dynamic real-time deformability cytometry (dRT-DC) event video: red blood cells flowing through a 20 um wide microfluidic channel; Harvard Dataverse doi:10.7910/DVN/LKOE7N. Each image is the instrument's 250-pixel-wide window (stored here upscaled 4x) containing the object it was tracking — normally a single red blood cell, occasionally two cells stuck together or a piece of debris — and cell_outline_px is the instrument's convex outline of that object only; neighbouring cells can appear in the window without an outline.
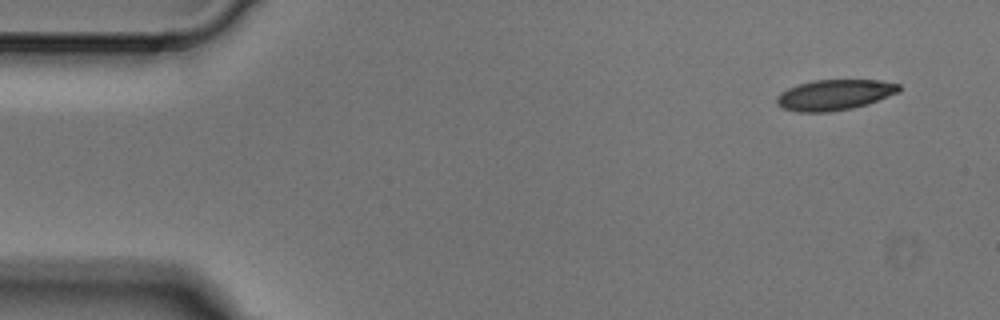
{"species": "Egyptian fruit bat (a non-hibernating species)", "species_latin": "Rousettus aegyptiacus", "temperature_condition": "cold", "stored_images_in_passage": 4, "camera_frame_rate_fps": 3000, "um_per_image_px": 0.085, "animal": {"sex": "male"}, "frame": {"image": 1, "passage_image": 1, "time_ms": 0.0, "image_size_px": [1000, 320], "cell_outline_px": [[900, 92], [868, 104], [852, 108], [828, 112], [796, 112], [784, 108], [776, 104], [776, 96], [780, 92], [788, 88], [812, 80], [880, 80], [900, 84]], "centroid_in_image_um": [70.93, 8.06], "position_along_channel_um": 14.1, "area_um2": 21.91}}
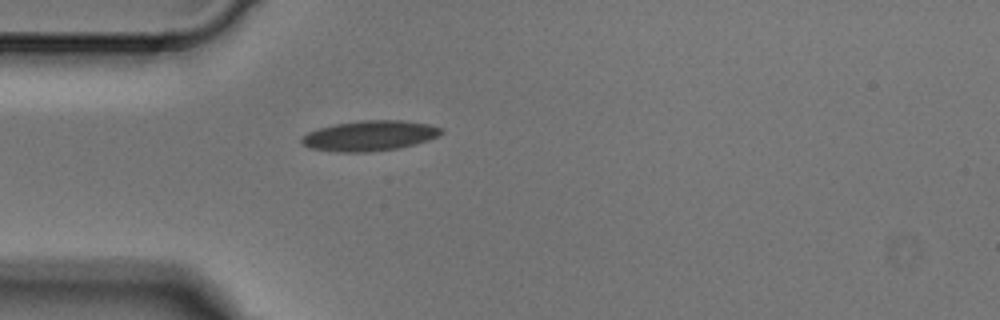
{"frame": {"image": 2, "passage_image": 4, "time_ms": 1.0, "image_size_px": [1000, 320], "cell_outline_px": [[444, 132], [440, 136], [416, 144], [400, 148], [368, 152], [336, 152], [312, 148], [304, 144], [300, 140], [308, 132], [332, 124], [360, 120], [400, 120], [428, 124], [444, 128]], "centroid_in_image_um": [31.48, 11.53], "position_along_channel_um": 53.5, "area_um2": 24.74}}